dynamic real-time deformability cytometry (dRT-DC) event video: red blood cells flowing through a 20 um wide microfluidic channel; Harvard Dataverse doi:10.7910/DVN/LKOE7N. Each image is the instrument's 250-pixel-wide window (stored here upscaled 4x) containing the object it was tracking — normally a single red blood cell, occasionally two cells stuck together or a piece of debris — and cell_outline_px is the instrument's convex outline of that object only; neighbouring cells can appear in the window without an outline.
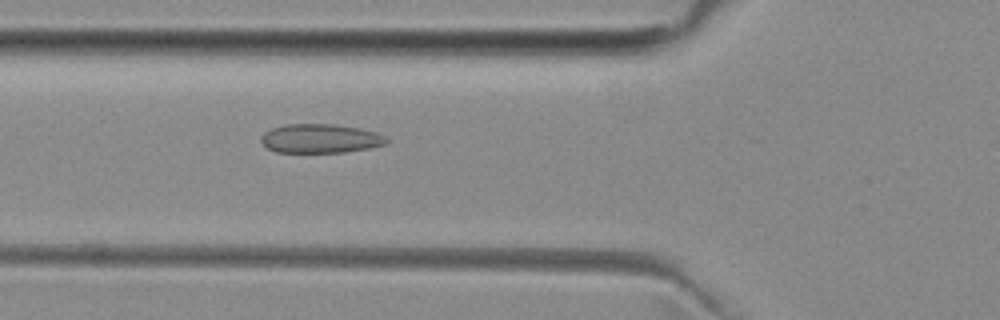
{"species": "common noctule bat (a hibernating species)", "species_latin": "Nyctalus noctula", "temperature_condition": "room temperature", "stored_images_in_passage": 28, "camera_frame_rate_fps": 3000, "um_per_image_px": 0.085, "animal": {"sex": "female", "body_mass_g": 29.2, "forearm_length_mm": 56.3}, "frame": {"image": 1, "passage_image": 13, "time_ms": 4.0, "image_size_px": [1000, 320], "cell_outline_px": [[388, 144], [368, 148], [344, 152], [276, 152], [268, 148], [260, 140], [260, 136], [264, 132], [272, 128], [284, 124], [332, 124], [360, 128], [376, 132], [384, 136], [388, 140]], "centroid_in_image_um": [27.22, 11.77], "position_along_channel_um": 98.6, "area_um2": 21.21}}
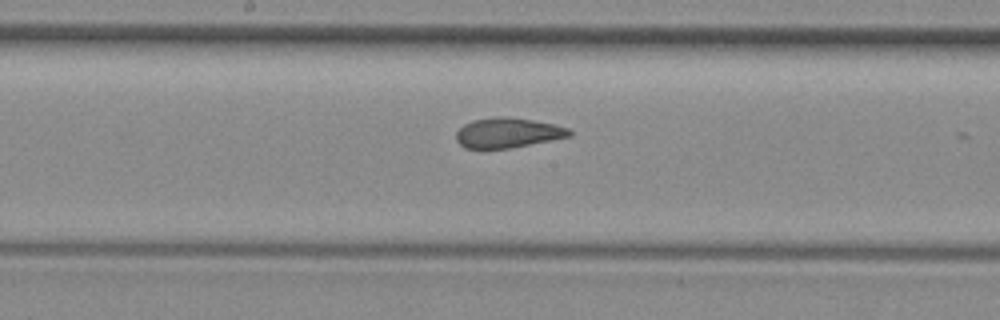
{"frame": {"image": 2, "passage_image": 21, "time_ms": 6.667, "image_size_px": [1000, 320], "cell_outline_px": [[572, 136], [508, 148], [464, 148], [456, 140], [456, 132], [464, 124], [472, 120], [504, 116], [532, 120], [552, 124], [568, 128], [572, 132]], "centroid_in_image_um": [43.14, 11.29], "position_along_channel_um": 205.1, "area_um2": 19.48}}
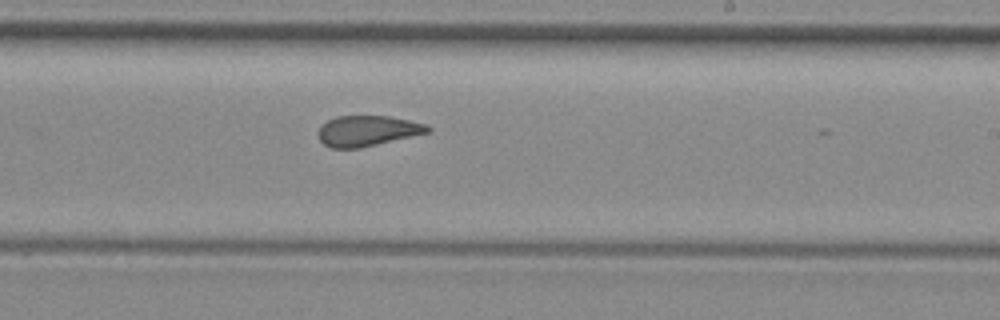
{"frame": {"image": 3, "passage_image": 25, "time_ms": 8.0, "image_size_px": [1000, 320], "cell_outline_px": [[432, 132], [360, 148], [332, 148], [324, 144], [320, 140], [316, 132], [320, 124], [336, 116], [388, 116], [428, 124], [432, 128]], "centroid_in_image_um": [31.24, 11.12], "position_along_channel_um": 257.8, "area_um2": 19.77}}